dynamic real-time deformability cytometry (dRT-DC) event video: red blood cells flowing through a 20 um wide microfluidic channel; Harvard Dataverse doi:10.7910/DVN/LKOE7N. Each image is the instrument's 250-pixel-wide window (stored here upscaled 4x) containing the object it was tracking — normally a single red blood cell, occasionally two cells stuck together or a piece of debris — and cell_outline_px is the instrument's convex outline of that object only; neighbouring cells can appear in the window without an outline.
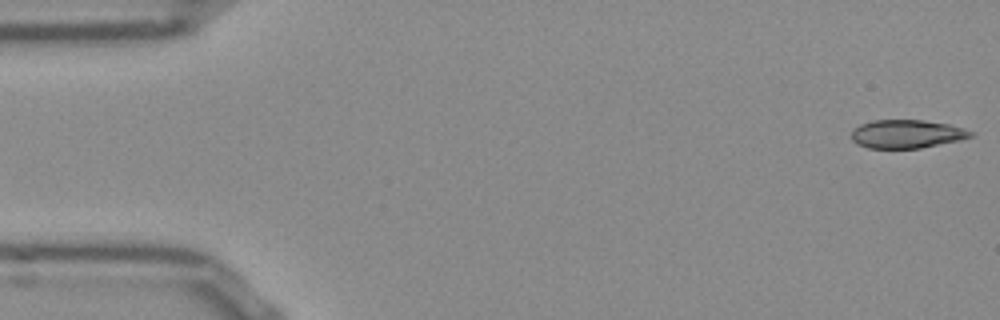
{"species": "Egyptian fruit bat (a non-hibernating species)", "species_latin": "Rousettus aegyptiacus", "temperature_condition": "room temperature", "stored_images_in_passage": 8, "camera_frame_rate_fps": 3000, "um_per_image_px": 0.085, "frame": {"image": 1, "passage_image": 1, "time_ms": 0.0, "image_size_px": [1000, 320], "cell_outline_px": [[976, 136], [960, 140], [920, 148], [868, 148], [856, 144], [852, 140], [852, 132], [860, 124], [872, 120], [924, 120], [948, 124], [964, 128], [976, 132]], "centroid_in_image_um": [77.12, 11.39], "position_along_channel_um": 7.9, "area_um2": 19.88}}